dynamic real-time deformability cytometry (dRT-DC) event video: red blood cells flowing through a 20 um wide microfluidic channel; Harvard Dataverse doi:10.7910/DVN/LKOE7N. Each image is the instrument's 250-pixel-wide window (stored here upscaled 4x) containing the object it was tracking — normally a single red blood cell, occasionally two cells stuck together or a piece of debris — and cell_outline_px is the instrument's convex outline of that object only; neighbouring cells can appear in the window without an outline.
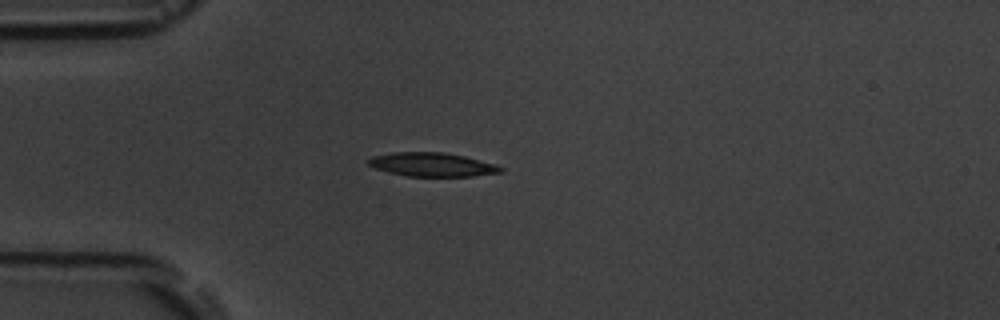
{"species": "common noctule bat (a hibernating species)", "species_latin": "Nyctalus noctula", "temperature_condition": "room temperature", "stored_images_in_passage": 3, "camera_frame_rate_fps": 3000, "um_per_image_px": 0.085, "animal": {"sex": "male", "body_mass_g": 19.5, "forearm_length_mm": 54.6}, "frame": {"image": 1, "passage_image": 3, "time_ms": 2.333, "image_size_px": [1000, 320], "cell_outline_px": [[504, 172], [472, 176], [408, 176], [388, 172], [376, 168], [368, 164], [368, 160], [372, 156], [396, 152], [444, 152], [464, 156], [496, 164], [504, 168]], "centroid_in_image_um": [36.77, 13.99], "position_along_channel_um": 48.2, "area_um2": 18.26}}